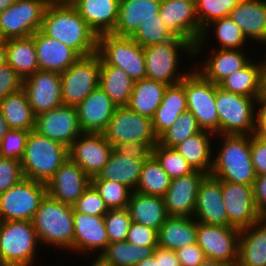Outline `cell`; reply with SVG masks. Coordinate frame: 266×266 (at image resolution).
I'll use <instances>...</instances> for the list:
<instances>
[{
	"label": "cell",
	"mask_w": 266,
	"mask_h": 266,
	"mask_svg": "<svg viewBox=\"0 0 266 266\" xmlns=\"http://www.w3.org/2000/svg\"><path fill=\"white\" fill-rule=\"evenodd\" d=\"M40 30L73 49L80 57L97 52L98 36L72 4L49 3Z\"/></svg>",
	"instance_id": "obj_1"
},
{
	"label": "cell",
	"mask_w": 266,
	"mask_h": 266,
	"mask_svg": "<svg viewBox=\"0 0 266 266\" xmlns=\"http://www.w3.org/2000/svg\"><path fill=\"white\" fill-rule=\"evenodd\" d=\"M220 151L210 175L221 181L252 185L256 179L251 157V135L220 134Z\"/></svg>",
	"instance_id": "obj_2"
},
{
	"label": "cell",
	"mask_w": 266,
	"mask_h": 266,
	"mask_svg": "<svg viewBox=\"0 0 266 266\" xmlns=\"http://www.w3.org/2000/svg\"><path fill=\"white\" fill-rule=\"evenodd\" d=\"M32 223L41 244L74 252L73 206L63 204L46 194Z\"/></svg>",
	"instance_id": "obj_3"
},
{
	"label": "cell",
	"mask_w": 266,
	"mask_h": 266,
	"mask_svg": "<svg viewBox=\"0 0 266 266\" xmlns=\"http://www.w3.org/2000/svg\"><path fill=\"white\" fill-rule=\"evenodd\" d=\"M68 157L66 146L30 131L20 160L24 177L47 184Z\"/></svg>",
	"instance_id": "obj_4"
},
{
	"label": "cell",
	"mask_w": 266,
	"mask_h": 266,
	"mask_svg": "<svg viewBox=\"0 0 266 266\" xmlns=\"http://www.w3.org/2000/svg\"><path fill=\"white\" fill-rule=\"evenodd\" d=\"M37 244L32 221H0L1 266H33Z\"/></svg>",
	"instance_id": "obj_5"
},
{
	"label": "cell",
	"mask_w": 266,
	"mask_h": 266,
	"mask_svg": "<svg viewBox=\"0 0 266 266\" xmlns=\"http://www.w3.org/2000/svg\"><path fill=\"white\" fill-rule=\"evenodd\" d=\"M146 62V78L163 82L167 85L180 83L189 73L187 71L178 72L180 60V51L195 57L194 46L181 39L175 37L173 40L161 44L143 47ZM178 70V71H177Z\"/></svg>",
	"instance_id": "obj_6"
},
{
	"label": "cell",
	"mask_w": 266,
	"mask_h": 266,
	"mask_svg": "<svg viewBox=\"0 0 266 266\" xmlns=\"http://www.w3.org/2000/svg\"><path fill=\"white\" fill-rule=\"evenodd\" d=\"M256 99L234 94L215 84L219 135H253L255 131Z\"/></svg>",
	"instance_id": "obj_7"
},
{
	"label": "cell",
	"mask_w": 266,
	"mask_h": 266,
	"mask_svg": "<svg viewBox=\"0 0 266 266\" xmlns=\"http://www.w3.org/2000/svg\"><path fill=\"white\" fill-rule=\"evenodd\" d=\"M97 53L107 65L121 68L134 81L146 78L144 49L131 37L112 33L100 35Z\"/></svg>",
	"instance_id": "obj_8"
},
{
	"label": "cell",
	"mask_w": 266,
	"mask_h": 266,
	"mask_svg": "<svg viewBox=\"0 0 266 266\" xmlns=\"http://www.w3.org/2000/svg\"><path fill=\"white\" fill-rule=\"evenodd\" d=\"M186 93L187 108L202 130L219 135V117L215 102V84L194 67L180 82Z\"/></svg>",
	"instance_id": "obj_9"
},
{
	"label": "cell",
	"mask_w": 266,
	"mask_h": 266,
	"mask_svg": "<svg viewBox=\"0 0 266 266\" xmlns=\"http://www.w3.org/2000/svg\"><path fill=\"white\" fill-rule=\"evenodd\" d=\"M101 58L96 52L80 57L66 71L60 73L63 105L76 107L99 87Z\"/></svg>",
	"instance_id": "obj_10"
},
{
	"label": "cell",
	"mask_w": 266,
	"mask_h": 266,
	"mask_svg": "<svg viewBox=\"0 0 266 266\" xmlns=\"http://www.w3.org/2000/svg\"><path fill=\"white\" fill-rule=\"evenodd\" d=\"M47 184L24 178L0 194V221H32Z\"/></svg>",
	"instance_id": "obj_11"
},
{
	"label": "cell",
	"mask_w": 266,
	"mask_h": 266,
	"mask_svg": "<svg viewBox=\"0 0 266 266\" xmlns=\"http://www.w3.org/2000/svg\"><path fill=\"white\" fill-rule=\"evenodd\" d=\"M49 0H16L0 14V40L27 38L40 30Z\"/></svg>",
	"instance_id": "obj_12"
},
{
	"label": "cell",
	"mask_w": 266,
	"mask_h": 266,
	"mask_svg": "<svg viewBox=\"0 0 266 266\" xmlns=\"http://www.w3.org/2000/svg\"><path fill=\"white\" fill-rule=\"evenodd\" d=\"M113 148L127 141L157 142L150 117L134 112L128 106H118L103 132Z\"/></svg>",
	"instance_id": "obj_13"
},
{
	"label": "cell",
	"mask_w": 266,
	"mask_h": 266,
	"mask_svg": "<svg viewBox=\"0 0 266 266\" xmlns=\"http://www.w3.org/2000/svg\"><path fill=\"white\" fill-rule=\"evenodd\" d=\"M240 229L197 221V244L207 259L231 265L238 261Z\"/></svg>",
	"instance_id": "obj_14"
},
{
	"label": "cell",
	"mask_w": 266,
	"mask_h": 266,
	"mask_svg": "<svg viewBox=\"0 0 266 266\" xmlns=\"http://www.w3.org/2000/svg\"><path fill=\"white\" fill-rule=\"evenodd\" d=\"M221 192L229 226L241 230L264 218L256 207L252 185L221 181Z\"/></svg>",
	"instance_id": "obj_15"
},
{
	"label": "cell",
	"mask_w": 266,
	"mask_h": 266,
	"mask_svg": "<svg viewBox=\"0 0 266 266\" xmlns=\"http://www.w3.org/2000/svg\"><path fill=\"white\" fill-rule=\"evenodd\" d=\"M34 131L68 149L74 140L83 133L79 125L76 107L67 105H61L37 115Z\"/></svg>",
	"instance_id": "obj_16"
},
{
	"label": "cell",
	"mask_w": 266,
	"mask_h": 266,
	"mask_svg": "<svg viewBox=\"0 0 266 266\" xmlns=\"http://www.w3.org/2000/svg\"><path fill=\"white\" fill-rule=\"evenodd\" d=\"M159 15L175 37L193 46L199 41L202 31L196 15L195 0H162Z\"/></svg>",
	"instance_id": "obj_17"
},
{
	"label": "cell",
	"mask_w": 266,
	"mask_h": 266,
	"mask_svg": "<svg viewBox=\"0 0 266 266\" xmlns=\"http://www.w3.org/2000/svg\"><path fill=\"white\" fill-rule=\"evenodd\" d=\"M22 88L35 116L63 105L60 73L38 70L23 79Z\"/></svg>",
	"instance_id": "obj_18"
},
{
	"label": "cell",
	"mask_w": 266,
	"mask_h": 266,
	"mask_svg": "<svg viewBox=\"0 0 266 266\" xmlns=\"http://www.w3.org/2000/svg\"><path fill=\"white\" fill-rule=\"evenodd\" d=\"M113 146L103 133H82L68 149L69 158L93 178L108 162Z\"/></svg>",
	"instance_id": "obj_19"
},
{
	"label": "cell",
	"mask_w": 266,
	"mask_h": 266,
	"mask_svg": "<svg viewBox=\"0 0 266 266\" xmlns=\"http://www.w3.org/2000/svg\"><path fill=\"white\" fill-rule=\"evenodd\" d=\"M90 183L91 178L68 157L47 183V194L63 204L73 206Z\"/></svg>",
	"instance_id": "obj_20"
},
{
	"label": "cell",
	"mask_w": 266,
	"mask_h": 266,
	"mask_svg": "<svg viewBox=\"0 0 266 266\" xmlns=\"http://www.w3.org/2000/svg\"><path fill=\"white\" fill-rule=\"evenodd\" d=\"M193 218L206 224L229 226L221 192V180L206 175L198 187Z\"/></svg>",
	"instance_id": "obj_21"
},
{
	"label": "cell",
	"mask_w": 266,
	"mask_h": 266,
	"mask_svg": "<svg viewBox=\"0 0 266 266\" xmlns=\"http://www.w3.org/2000/svg\"><path fill=\"white\" fill-rule=\"evenodd\" d=\"M207 174L195 170L189 175L171 179L164 201L169 216L193 217L198 187Z\"/></svg>",
	"instance_id": "obj_22"
},
{
	"label": "cell",
	"mask_w": 266,
	"mask_h": 266,
	"mask_svg": "<svg viewBox=\"0 0 266 266\" xmlns=\"http://www.w3.org/2000/svg\"><path fill=\"white\" fill-rule=\"evenodd\" d=\"M116 108V104L100 87L93 90L76 106L82 132L103 133Z\"/></svg>",
	"instance_id": "obj_23"
},
{
	"label": "cell",
	"mask_w": 266,
	"mask_h": 266,
	"mask_svg": "<svg viewBox=\"0 0 266 266\" xmlns=\"http://www.w3.org/2000/svg\"><path fill=\"white\" fill-rule=\"evenodd\" d=\"M74 251L91 253L97 250L100 254L109 244L104 216H90L73 209Z\"/></svg>",
	"instance_id": "obj_24"
},
{
	"label": "cell",
	"mask_w": 266,
	"mask_h": 266,
	"mask_svg": "<svg viewBox=\"0 0 266 266\" xmlns=\"http://www.w3.org/2000/svg\"><path fill=\"white\" fill-rule=\"evenodd\" d=\"M31 37L35 42L39 70L62 73L80 58L73 49L41 30Z\"/></svg>",
	"instance_id": "obj_25"
},
{
	"label": "cell",
	"mask_w": 266,
	"mask_h": 266,
	"mask_svg": "<svg viewBox=\"0 0 266 266\" xmlns=\"http://www.w3.org/2000/svg\"><path fill=\"white\" fill-rule=\"evenodd\" d=\"M162 0H120L114 35L131 37L141 23L158 19Z\"/></svg>",
	"instance_id": "obj_26"
},
{
	"label": "cell",
	"mask_w": 266,
	"mask_h": 266,
	"mask_svg": "<svg viewBox=\"0 0 266 266\" xmlns=\"http://www.w3.org/2000/svg\"><path fill=\"white\" fill-rule=\"evenodd\" d=\"M120 0H76L72 5L97 35L113 33Z\"/></svg>",
	"instance_id": "obj_27"
},
{
	"label": "cell",
	"mask_w": 266,
	"mask_h": 266,
	"mask_svg": "<svg viewBox=\"0 0 266 266\" xmlns=\"http://www.w3.org/2000/svg\"><path fill=\"white\" fill-rule=\"evenodd\" d=\"M228 16L249 41H266V0H241Z\"/></svg>",
	"instance_id": "obj_28"
},
{
	"label": "cell",
	"mask_w": 266,
	"mask_h": 266,
	"mask_svg": "<svg viewBox=\"0 0 266 266\" xmlns=\"http://www.w3.org/2000/svg\"><path fill=\"white\" fill-rule=\"evenodd\" d=\"M206 57L203 64H200L202 68L197 71L216 85L252 60L242 49H218Z\"/></svg>",
	"instance_id": "obj_29"
},
{
	"label": "cell",
	"mask_w": 266,
	"mask_h": 266,
	"mask_svg": "<svg viewBox=\"0 0 266 266\" xmlns=\"http://www.w3.org/2000/svg\"><path fill=\"white\" fill-rule=\"evenodd\" d=\"M131 220L159 231L168 219L163 197L133 191L127 206Z\"/></svg>",
	"instance_id": "obj_30"
},
{
	"label": "cell",
	"mask_w": 266,
	"mask_h": 266,
	"mask_svg": "<svg viewBox=\"0 0 266 266\" xmlns=\"http://www.w3.org/2000/svg\"><path fill=\"white\" fill-rule=\"evenodd\" d=\"M238 262L243 266H266V217L240 230Z\"/></svg>",
	"instance_id": "obj_31"
},
{
	"label": "cell",
	"mask_w": 266,
	"mask_h": 266,
	"mask_svg": "<svg viewBox=\"0 0 266 266\" xmlns=\"http://www.w3.org/2000/svg\"><path fill=\"white\" fill-rule=\"evenodd\" d=\"M197 242V221L193 217L169 216L158 231V246L177 251Z\"/></svg>",
	"instance_id": "obj_32"
},
{
	"label": "cell",
	"mask_w": 266,
	"mask_h": 266,
	"mask_svg": "<svg viewBox=\"0 0 266 266\" xmlns=\"http://www.w3.org/2000/svg\"><path fill=\"white\" fill-rule=\"evenodd\" d=\"M4 61L22 78L39 70L35 42L32 37L3 40Z\"/></svg>",
	"instance_id": "obj_33"
},
{
	"label": "cell",
	"mask_w": 266,
	"mask_h": 266,
	"mask_svg": "<svg viewBox=\"0 0 266 266\" xmlns=\"http://www.w3.org/2000/svg\"><path fill=\"white\" fill-rule=\"evenodd\" d=\"M187 109L184 86L181 83L168 85L163 100L151 118L155 136L158 138Z\"/></svg>",
	"instance_id": "obj_34"
},
{
	"label": "cell",
	"mask_w": 266,
	"mask_h": 266,
	"mask_svg": "<svg viewBox=\"0 0 266 266\" xmlns=\"http://www.w3.org/2000/svg\"><path fill=\"white\" fill-rule=\"evenodd\" d=\"M212 136V137H211ZM214 133L201 130L199 133L184 139L174 148L192 166L194 170H199L210 175L213 166V149L211 139Z\"/></svg>",
	"instance_id": "obj_35"
},
{
	"label": "cell",
	"mask_w": 266,
	"mask_h": 266,
	"mask_svg": "<svg viewBox=\"0 0 266 266\" xmlns=\"http://www.w3.org/2000/svg\"><path fill=\"white\" fill-rule=\"evenodd\" d=\"M145 160L148 159H133L120 155L113 149L103 169L91 179L116 181L135 191Z\"/></svg>",
	"instance_id": "obj_36"
},
{
	"label": "cell",
	"mask_w": 266,
	"mask_h": 266,
	"mask_svg": "<svg viewBox=\"0 0 266 266\" xmlns=\"http://www.w3.org/2000/svg\"><path fill=\"white\" fill-rule=\"evenodd\" d=\"M135 81L119 67L107 65L101 59L99 87L116 106H127Z\"/></svg>",
	"instance_id": "obj_37"
},
{
	"label": "cell",
	"mask_w": 266,
	"mask_h": 266,
	"mask_svg": "<svg viewBox=\"0 0 266 266\" xmlns=\"http://www.w3.org/2000/svg\"><path fill=\"white\" fill-rule=\"evenodd\" d=\"M167 86L149 78L137 80L127 106L140 115L152 118L163 100Z\"/></svg>",
	"instance_id": "obj_38"
},
{
	"label": "cell",
	"mask_w": 266,
	"mask_h": 266,
	"mask_svg": "<svg viewBox=\"0 0 266 266\" xmlns=\"http://www.w3.org/2000/svg\"><path fill=\"white\" fill-rule=\"evenodd\" d=\"M0 111L9 129L26 131H33L35 129L36 116L32 111L23 88L2 99L0 101Z\"/></svg>",
	"instance_id": "obj_39"
},
{
	"label": "cell",
	"mask_w": 266,
	"mask_h": 266,
	"mask_svg": "<svg viewBox=\"0 0 266 266\" xmlns=\"http://www.w3.org/2000/svg\"><path fill=\"white\" fill-rule=\"evenodd\" d=\"M215 25V26H214ZM215 27V37L218 39L220 45L219 49H242L246 45L247 38L239 26L229 17H222L212 21L208 26L202 30L199 41L194 46V55L204 52L203 47L206 46L208 35L213 33L211 27ZM211 31V32H210ZM210 32V33H209Z\"/></svg>",
	"instance_id": "obj_40"
},
{
	"label": "cell",
	"mask_w": 266,
	"mask_h": 266,
	"mask_svg": "<svg viewBox=\"0 0 266 266\" xmlns=\"http://www.w3.org/2000/svg\"><path fill=\"white\" fill-rule=\"evenodd\" d=\"M263 69V62L251 60L245 67L224 78L218 86L234 94L258 98Z\"/></svg>",
	"instance_id": "obj_41"
},
{
	"label": "cell",
	"mask_w": 266,
	"mask_h": 266,
	"mask_svg": "<svg viewBox=\"0 0 266 266\" xmlns=\"http://www.w3.org/2000/svg\"><path fill=\"white\" fill-rule=\"evenodd\" d=\"M171 183V178L152 155L145 160L135 192L145 195L164 197Z\"/></svg>",
	"instance_id": "obj_42"
},
{
	"label": "cell",
	"mask_w": 266,
	"mask_h": 266,
	"mask_svg": "<svg viewBox=\"0 0 266 266\" xmlns=\"http://www.w3.org/2000/svg\"><path fill=\"white\" fill-rule=\"evenodd\" d=\"M155 248L135 246L125 240L109 243L101 254L114 266H135L150 257Z\"/></svg>",
	"instance_id": "obj_43"
},
{
	"label": "cell",
	"mask_w": 266,
	"mask_h": 266,
	"mask_svg": "<svg viewBox=\"0 0 266 266\" xmlns=\"http://www.w3.org/2000/svg\"><path fill=\"white\" fill-rule=\"evenodd\" d=\"M201 130L195 116L187 109L157 138V143L168 148H174L184 139L199 133Z\"/></svg>",
	"instance_id": "obj_44"
},
{
	"label": "cell",
	"mask_w": 266,
	"mask_h": 266,
	"mask_svg": "<svg viewBox=\"0 0 266 266\" xmlns=\"http://www.w3.org/2000/svg\"><path fill=\"white\" fill-rule=\"evenodd\" d=\"M153 156L171 179L186 176L195 171L175 148H168L157 143L153 147Z\"/></svg>",
	"instance_id": "obj_45"
},
{
	"label": "cell",
	"mask_w": 266,
	"mask_h": 266,
	"mask_svg": "<svg viewBox=\"0 0 266 266\" xmlns=\"http://www.w3.org/2000/svg\"><path fill=\"white\" fill-rule=\"evenodd\" d=\"M91 184L99 192L109 209H122L128 206L132 190L116 181L91 179Z\"/></svg>",
	"instance_id": "obj_46"
},
{
	"label": "cell",
	"mask_w": 266,
	"mask_h": 266,
	"mask_svg": "<svg viewBox=\"0 0 266 266\" xmlns=\"http://www.w3.org/2000/svg\"><path fill=\"white\" fill-rule=\"evenodd\" d=\"M241 0H195L196 15L200 30L212 21L227 17Z\"/></svg>",
	"instance_id": "obj_47"
},
{
	"label": "cell",
	"mask_w": 266,
	"mask_h": 266,
	"mask_svg": "<svg viewBox=\"0 0 266 266\" xmlns=\"http://www.w3.org/2000/svg\"><path fill=\"white\" fill-rule=\"evenodd\" d=\"M131 38L142 47H147L173 40L175 36L166 28L158 14V19H149L141 23Z\"/></svg>",
	"instance_id": "obj_48"
},
{
	"label": "cell",
	"mask_w": 266,
	"mask_h": 266,
	"mask_svg": "<svg viewBox=\"0 0 266 266\" xmlns=\"http://www.w3.org/2000/svg\"><path fill=\"white\" fill-rule=\"evenodd\" d=\"M109 243L125 241L132 222L128 208L109 209L104 216Z\"/></svg>",
	"instance_id": "obj_49"
},
{
	"label": "cell",
	"mask_w": 266,
	"mask_h": 266,
	"mask_svg": "<svg viewBox=\"0 0 266 266\" xmlns=\"http://www.w3.org/2000/svg\"><path fill=\"white\" fill-rule=\"evenodd\" d=\"M73 209L90 216H105L109 211L105 201L91 183L75 202Z\"/></svg>",
	"instance_id": "obj_50"
},
{
	"label": "cell",
	"mask_w": 266,
	"mask_h": 266,
	"mask_svg": "<svg viewBox=\"0 0 266 266\" xmlns=\"http://www.w3.org/2000/svg\"><path fill=\"white\" fill-rule=\"evenodd\" d=\"M30 131L9 129L0 143V157L21 160Z\"/></svg>",
	"instance_id": "obj_51"
},
{
	"label": "cell",
	"mask_w": 266,
	"mask_h": 266,
	"mask_svg": "<svg viewBox=\"0 0 266 266\" xmlns=\"http://www.w3.org/2000/svg\"><path fill=\"white\" fill-rule=\"evenodd\" d=\"M20 160L0 157V194L24 179Z\"/></svg>",
	"instance_id": "obj_52"
},
{
	"label": "cell",
	"mask_w": 266,
	"mask_h": 266,
	"mask_svg": "<svg viewBox=\"0 0 266 266\" xmlns=\"http://www.w3.org/2000/svg\"><path fill=\"white\" fill-rule=\"evenodd\" d=\"M126 241L135 246L157 247L158 231L132 221Z\"/></svg>",
	"instance_id": "obj_53"
},
{
	"label": "cell",
	"mask_w": 266,
	"mask_h": 266,
	"mask_svg": "<svg viewBox=\"0 0 266 266\" xmlns=\"http://www.w3.org/2000/svg\"><path fill=\"white\" fill-rule=\"evenodd\" d=\"M23 87V79L5 61L0 65V101L7 95L18 92Z\"/></svg>",
	"instance_id": "obj_54"
},
{
	"label": "cell",
	"mask_w": 266,
	"mask_h": 266,
	"mask_svg": "<svg viewBox=\"0 0 266 266\" xmlns=\"http://www.w3.org/2000/svg\"><path fill=\"white\" fill-rule=\"evenodd\" d=\"M157 142L125 141L117 144L113 149L120 155L133 159H149L153 155V147Z\"/></svg>",
	"instance_id": "obj_55"
},
{
	"label": "cell",
	"mask_w": 266,
	"mask_h": 266,
	"mask_svg": "<svg viewBox=\"0 0 266 266\" xmlns=\"http://www.w3.org/2000/svg\"><path fill=\"white\" fill-rule=\"evenodd\" d=\"M251 157L256 176L266 174V138L251 135Z\"/></svg>",
	"instance_id": "obj_56"
},
{
	"label": "cell",
	"mask_w": 266,
	"mask_h": 266,
	"mask_svg": "<svg viewBox=\"0 0 266 266\" xmlns=\"http://www.w3.org/2000/svg\"><path fill=\"white\" fill-rule=\"evenodd\" d=\"M180 266H198L205 259V253L198 246V244H192L176 251Z\"/></svg>",
	"instance_id": "obj_57"
},
{
	"label": "cell",
	"mask_w": 266,
	"mask_h": 266,
	"mask_svg": "<svg viewBox=\"0 0 266 266\" xmlns=\"http://www.w3.org/2000/svg\"><path fill=\"white\" fill-rule=\"evenodd\" d=\"M252 187L256 207L266 217V174L257 175Z\"/></svg>",
	"instance_id": "obj_58"
},
{
	"label": "cell",
	"mask_w": 266,
	"mask_h": 266,
	"mask_svg": "<svg viewBox=\"0 0 266 266\" xmlns=\"http://www.w3.org/2000/svg\"><path fill=\"white\" fill-rule=\"evenodd\" d=\"M254 135L266 138V101H256Z\"/></svg>",
	"instance_id": "obj_59"
},
{
	"label": "cell",
	"mask_w": 266,
	"mask_h": 266,
	"mask_svg": "<svg viewBox=\"0 0 266 266\" xmlns=\"http://www.w3.org/2000/svg\"><path fill=\"white\" fill-rule=\"evenodd\" d=\"M159 266H180L176 251L159 246Z\"/></svg>",
	"instance_id": "obj_60"
},
{
	"label": "cell",
	"mask_w": 266,
	"mask_h": 266,
	"mask_svg": "<svg viewBox=\"0 0 266 266\" xmlns=\"http://www.w3.org/2000/svg\"><path fill=\"white\" fill-rule=\"evenodd\" d=\"M135 266H159V246L154 249L150 257L140 261Z\"/></svg>",
	"instance_id": "obj_61"
},
{
	"label": "cell",
	"mask_w": 266,
	"mask_h": 266,
	"mask_svg": "<svg viewBox=\"0 0 266 266\" xmlns=\"http://www.w3.org/2000/svg\"><path fill=\"white\" fill-rule=\"evenodd\" d=\"M256 101H266V67L261 74L260 94Z\"/></svg>",
	"instance_id": "obj_62"
},
{
	"label": "cell",
	"mask_w": 266,
	"mask_h": 266,
	"mask_svg": "<svg viewBox=\"0 0 266 266\" xmlns=\"http://www.w3.org/2000/svg\"><path fill=\"white\" fill-rule=\"evenodd\" d=\"M90 266H114L108 259H106L102 254H97L95 260H93Z\"/></svg>",
	"instance_id": "obj_63"
},
{
	"label": "cell",
	"mask_w": 266,
	"mask_h": 266,
	"mask_svg": "<svg viewBox=\"0 0 266 266\" xmlns=\"http://www.w3.org/2000/svg\"><path fill=\"white\" fill-rule=\"evenodd\" d=\"M8 130L9 128L7 122L0 111V143L3 140V137L6 135Z\"/></svg>",
	"instance_id": "obj_64"
},
{
	"label": "cell",
	"mask_w": 266,
	"mask_h": 266,
	"mask_svg": "<svg viewBox=\"0 0 266 266\" xmlns=\"http://www.w3.org/2000/svg\"><path fill=\"white\" fill-rule=\"evenodd\" d=\"M198 266H229L227 263L218 261V260H213V259H205L201 264Z\"/></svg>",
	"instance_id": "obj_65"
},
{
	"label": "cell",
	"mask_w": 266,
	"mask_h": 266,
	"mask_svg": "<svg viewBox=\"0 0 266 266\" xmlns=\"http://www.w3.org/2000/svg\"><path fill=\"white\" fill-rule=\"evenodd\" d=\"M16 0H0V14L9 8Z\"/></svg>",
	"instance_id": "obj_66"
},
{
	"label": "cell",
	"mask_w": 266,
	"mask_h": 266,
	"mask_svg": "<svg viewBox=\"0 0 266 266\" xmlns=\"http://www.w3.org/2000/svg\"><path fill=\"white\" fill-rule=\"evenodd\" d=\"M76 0H49L50 3H55V4H72Z\"/></svg>",
	"instance_id": "obj_67"
},
{
	"label": "cell",
	"mask_w": 266,
	"mask_h": 266,
	"mask_svg": "<svg viewBox=\"0 0 266 266\" xmlns=\"http://www.w3.org/2000/svg\"><path fill=\"white\" fill-rule=\"evenodd\" d=\"M4 62V46L3 40H0V65Z\"/></svg>",
	"instance_id": "obj_68"
},
{
	"label": "cell",
	"mask_w": 266,
	"mask_h": 266,
	"mask_svg": "<svg viewBox=\"0 0 266 266\" xmlns=\"http://www.w3.org/2000/svg\"><path fill=\"white\" fill-rule=\"evenodd\" d=\"M229 266H243V265L240 264V263L237 261V262H235V263H233V264H231V265H229Z\"/></svg>",
	"instance_id": "obj_69"
},
{
	"label": "cell",
	"mask_w": 266,
	"mask_h": 266,
	"mask_svg": "<svg viewBox=\"0 0 266 266\" xmlns=\"http://www.w3.org/2000/svg\"><path fill=\"white\" fill-rule=\"evenodd\" d=\"M264 44L266 45V41L264 42ZM265 58H266V55H265ZM264 58V60H261L264 64V67H266V59Z\"/></svg>",
	"instance_id": "obj_70"
}]
</instances>
